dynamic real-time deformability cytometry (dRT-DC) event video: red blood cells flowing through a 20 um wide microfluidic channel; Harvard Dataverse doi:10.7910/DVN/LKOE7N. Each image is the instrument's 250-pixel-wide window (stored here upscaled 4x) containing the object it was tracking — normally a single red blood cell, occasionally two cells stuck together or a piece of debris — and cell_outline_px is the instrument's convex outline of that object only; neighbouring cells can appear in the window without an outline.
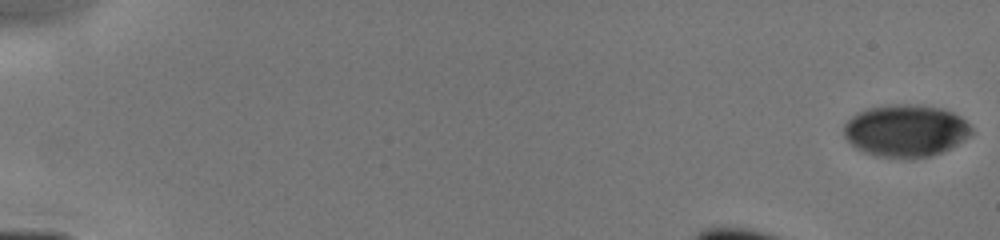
{"species": "human", "species_latin": "Homo sapiens", "temperature_condition": "cold", "stored_images_in_passage": 25, "camera_frame_rate_fps": 3000, "um_per_image_px": 0.085, "donor": {"sex": "male"}, "frame": {"image": 1, "passage_image": 1, "time_ms": 0.0, "image_size_px": [1000, 240], "cell_outline_px": [[972, 132], [964, 140], [932, 156], [876, 156], [864, 152], [856, 148], [844, 136], [844, 124], [856, 112], [868, 108], [892, 104], [920, 104], [944, 108], [960, 116], [972, 128]], "centroid_in_image_um": [76.97, 11.06], "position_along_channel_um": 8.0, "area_um2": 38.44}}